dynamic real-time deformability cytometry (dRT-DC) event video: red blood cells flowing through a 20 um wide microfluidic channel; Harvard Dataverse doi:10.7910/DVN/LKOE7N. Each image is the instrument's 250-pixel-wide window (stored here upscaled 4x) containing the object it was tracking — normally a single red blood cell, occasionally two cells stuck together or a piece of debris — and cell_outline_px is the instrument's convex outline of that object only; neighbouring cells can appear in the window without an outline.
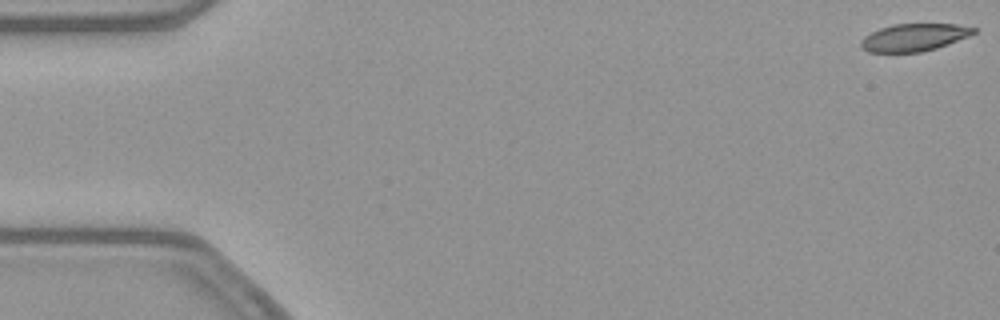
{"species": "common noctule bat (a hibernating species)", "species_latin": "Nyctalus noctula", "temperature_condition": "warm", "stored_images_in_passage": 53, "camera_frame_rate_fps": 3000, "um_per_image_px": 0.085, "animal": {"sex": "female", "body_mass_g": 21.9}, "frame": {"image": 1, "passage_image": 1, "time_ms": 0.0, "image_size_px": [1000, 320], "cell_outline_px": [[976, 32], [968, 36], [948, 44], [936, 48], [920, 52], [868, 52], [860, 48], [860, 40], [864, 36], [880, 28], [892, 24], [956, 24], [976, 28]], "centroid_in_image_um": [77.66, 3.18], "position_along_channel_um": 7.3, "area_um2": 18.03}}
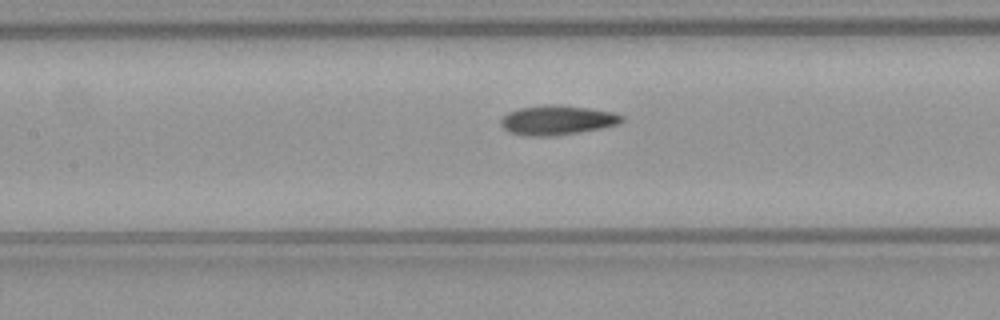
{"frame": {"image": 2, "passage_image": 24, "time_ms": 7.667, "image_size_px": [1000, 320], "cell_outline_px": [[624, 120], [616, 124], [600, 128], [576, 132], [548, 136], [528, 136], [512, 132], [504, 128], [500, 124], [500, 120], [508, 112], [516, 108], [548, 104], [564, 104], [612, 112], [624, 116]], "centroid_in_image_um": [47.33, 10.18], "position_along_channel_um": 160.1, "area_um2": 20.63}}
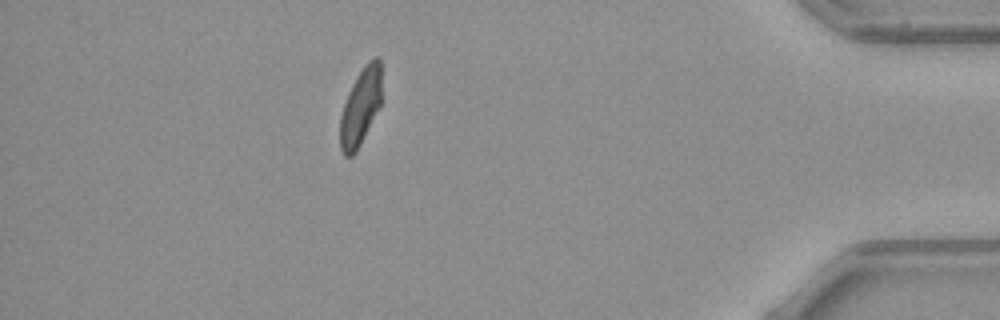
{"frame": {"image": 3, "passage_image": 47, "time_ms": 15.333, "image_size_px": [1000, 320], "cell_outline_px": [[380, 108], [356, 152], [352, 156], [344, 156], [340, 148], [340, 116], [348, 92], [356, 76], [368, 60], [372, 56], [376, 56], [380, 60]], "centroid_in_image_um": [30.64, 9.09], "position_along_channel_um": 404.6, "area_um2": 18.67}, "authors_computed_cell_mechanics": {"area_um2": 19.8832, "velocity_mm_per_s": 3.8687, "shape_relaxation_time_tau1_ms": 9.8431, "shape_relaxation_time_tau2_ms": 2.3116, "deformation_change_tau1": 0.1961, "deformation_change_tau2": 0.0742}}